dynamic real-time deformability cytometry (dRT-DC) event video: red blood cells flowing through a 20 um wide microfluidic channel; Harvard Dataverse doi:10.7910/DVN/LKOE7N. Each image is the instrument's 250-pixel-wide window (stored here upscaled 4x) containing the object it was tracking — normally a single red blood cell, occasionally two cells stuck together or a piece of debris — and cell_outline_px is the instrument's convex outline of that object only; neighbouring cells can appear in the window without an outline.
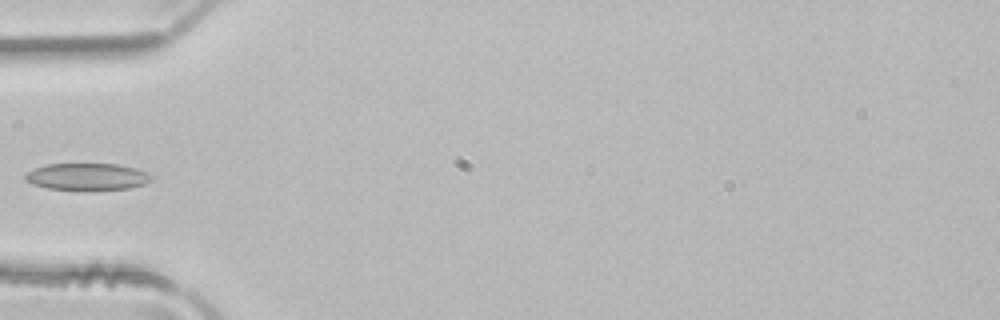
{"species": "common noctule bat (a hibernating species)", "species_latin": "Nyctalus noctula", "temperature_condition": "room temperature", "stored_images_in_passage": 5, "camera_frame_rate_fps": 3000, "um_per_image_px": 0.085, "animal": {"sex": "male", "body_mass_g": 21.5, "forearm_length_mm": 52.0}, "frame": {"image": 1, "passage_image": 5, "time_ms": 1.333, "image_size_px": [1000, 320], "cell_outline_px": [[152, 180], [144, 184], [128, 188], [48, 188], [32, 184], [24, 180], [24, 176], [28, 172], [36, 168], [48, 164], [116, 164], [136, 168], [152, 176]], "centroid_in_image_um": [7.39, 14.99], "position_along_channel_um": 77.6, "area_um2": 19.02}}